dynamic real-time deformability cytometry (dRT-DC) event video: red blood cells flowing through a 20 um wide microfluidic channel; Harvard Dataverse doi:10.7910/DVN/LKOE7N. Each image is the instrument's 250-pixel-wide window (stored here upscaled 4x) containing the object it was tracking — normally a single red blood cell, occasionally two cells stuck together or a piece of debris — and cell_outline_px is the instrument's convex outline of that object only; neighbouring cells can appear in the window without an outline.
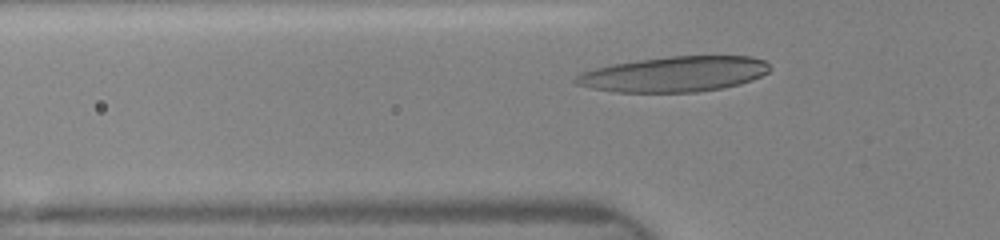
{"species": "human", "species_latin": "Homo sapiens", "temperature_condition": "room temperature", "stored_images_in_passage": 5, "segment_of_instrument_passage": [2, 2], "camera_frame_rate_fps": 3000, "um_per_image_px": 0.085, "donor": {"sex": "female"}, "frame": {"image": 1, "passage_image": 5, "time_ms": 2.667, "image_size_px": [1000, 240], "cell_outline_px": [[772, 68], [768, 72], [752, 80], [740, 84], [720, 88], [696, 92], [612, 92], [592, 88], [576, 84], [572, 80], [580, 72], [612, 64], [668, 56], [752, 56], [764, 60]], "centroid_in_image_um": [57.31, 6.3], "position_along_channel_um": 68.5, "area_um2": 40.0}}